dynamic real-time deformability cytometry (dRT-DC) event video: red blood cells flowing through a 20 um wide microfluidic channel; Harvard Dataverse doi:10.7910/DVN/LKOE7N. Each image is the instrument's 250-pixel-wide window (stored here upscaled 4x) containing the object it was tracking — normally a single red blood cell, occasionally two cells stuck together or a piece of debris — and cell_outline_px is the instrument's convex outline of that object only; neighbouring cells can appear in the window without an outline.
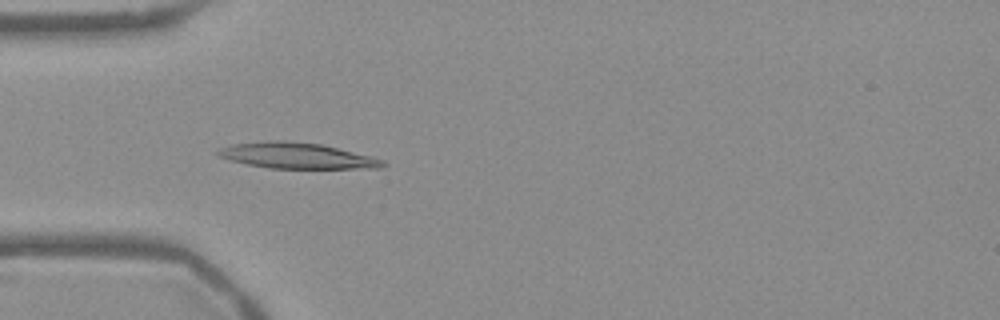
{"species": "Egyptian fruit bat (a non-hibernating species)", "species_latin": "Rousettus aegyptiacus", "temperature_condition": "warm", "stored_images_in_passage": 54, "camera_frame_rate_fps": 3000, "um_per_image_px": 0.085, "frame": {"image": 1, "passage_image": 16, "time_ms": 5.0, "image_size_px": [1000, 320], "cell_outline_px": [[388, 164], [384, 168], [268, 168], [228, 160], [220, 156], [216, 152], [220, 148], [232, 144], [272, 140], [284, 140], [324, 144], [372, 156], [384, 160]], "centroid_in_image_um": [25.29, 13.23], "position_along_channel_um": 59.7, "area_um2": 24.97}}
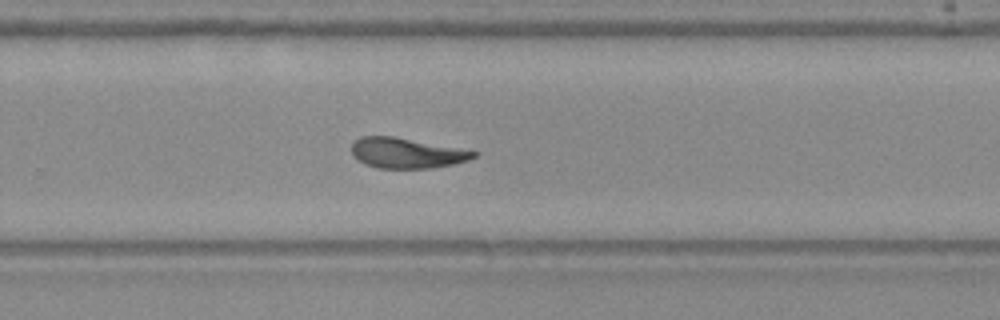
{"frame": {"image": 2, "passage_image": 35, "time_ms": 11.333, "image_size_px": [1000, 320], "cell_outline_px": [[476, 156], [468, 160], [452, 164], [432, 168], [376, 168], [364, 164], [356, 160], [352, 156], [352, 140], [360, 136], [392, 136], [456, 148], [476, 152]], "centroid_in_image_um": [34.44, 13.01], "position_along_channel_um": 295.4, "area_um2": 21.39}}
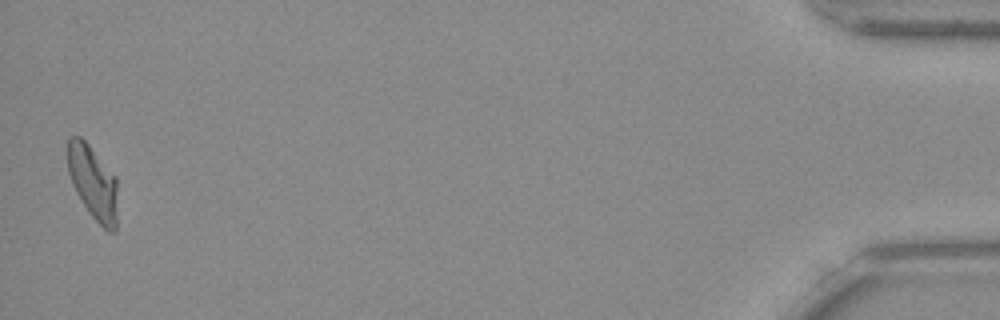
{"frame": {"image": 3, "passage_image": 53, "time_ms": 17.333, "image_size_px": [1000, 320], "cell_outline_px": [[116, 228], [112, 232], [108, 232], [92, 216], [76, 192], [72, 184], [68, 172], [68, 136], [80, 136], [88, 144], [116, 176]], "centroid_in_image_um": [7.89, 15.49], "position_along_channel_um": 427.3, "area_um2": 21.15}, "authors_computed_cell_mechanics": {"area_um2": 22.6865, "velocity_mm_per_s": 3.7566, "shape_relaxation_time_tau1_ms": null, "shape_relaxation_time_tau2_ms": 2.5732, "deformation_change_tau1": null, "deformation_change_tau2": 0.0982}}